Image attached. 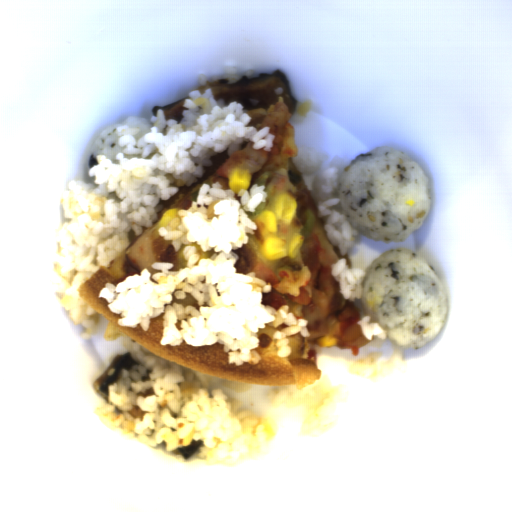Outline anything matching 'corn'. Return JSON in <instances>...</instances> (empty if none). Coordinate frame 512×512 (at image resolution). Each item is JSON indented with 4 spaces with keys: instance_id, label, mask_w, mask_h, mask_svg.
Wrapping results in <instances>:
<instances>
[{
    "instance_id": "51d56268",
    "label": "corn",
    "mask_w": 512,
    "mask_h": 512,
    "mask_svg": "<svg viewBox=\"0 0 512 512\" xmlns=\"http://www.w3.org/2000/svg\"><path fill=\"white\" fill-rule=\"evenodd\" d=\"M298 210L297 198L289 193L279 197L274 209L264 210L252 222L256 223L254 235L259 242L260 256L265 260L279 261L298 256L305 238L301 235L282 239L277 234L280 223H291Z\"/></svg>"
},
{
    "instance_id": "f1292c28",
    "label": "corn",
    "mask_w": 512,
    "mask_h": 512,
    "mask_svg": "<svg viewBox=\"0 0 512 512\" xmlns=\"http://www.w3.org/2000/svg\"><path fill=\"white\" fill-rule=\"evenodd\" d=\"M252 182V174L250 171H246L243 169H236L233 171L230 180H229V189H231L234 194H238L240 190L248 191Z\"/></svg>"
},
{
    "instance_id": "5cfa1b94",
    "label": "corn",
    "mask_w": 512,
    "mask_h": 512,
    "mask_svg": "<svg viewBox=\"0 0 512 512\" xmlns=\"http://www.w3.org/2000/svg\"><path fill=\"white\" fill-rule=\"evenodd\" d=\"M178 211H180V210L179 209L167 210L160 219L159 224H160L161 228L166 229L174 218H178L180 220L181 217H180Z\"/></svg>"
},
{
    "instance_id": "cfcad685",
    "label": "corn",
    "mask_w": 512,
    "mask_h": 512,
    "mask_svg": "<svg viewBox=\"0 0 512 512\" xmlns=\"http://www.w3.org/2000/svg\"><path fill=\"white\" fill-rule=\"evenodd\" d=\"M317 342L321 348H329L338 344L333 336L328 335H322L317 339Z\"/></svg>"
},
{
    "instance_id": "2b8c4276",
    "label": "corn",
    "mask_w": 512,
    "mask_h": 512,
    "mask_svg": "<svg viewBox=\"0 0 512 512\" xmlns=\"http://www.w3.org/2000/svg\"><path fill=\"white\" fill-rule=\"evenodd\" d=\"M404 203L406 204V206H411V207H412L413 205H415L414 200H406Z\"/></svg>"
}]
</instances>
